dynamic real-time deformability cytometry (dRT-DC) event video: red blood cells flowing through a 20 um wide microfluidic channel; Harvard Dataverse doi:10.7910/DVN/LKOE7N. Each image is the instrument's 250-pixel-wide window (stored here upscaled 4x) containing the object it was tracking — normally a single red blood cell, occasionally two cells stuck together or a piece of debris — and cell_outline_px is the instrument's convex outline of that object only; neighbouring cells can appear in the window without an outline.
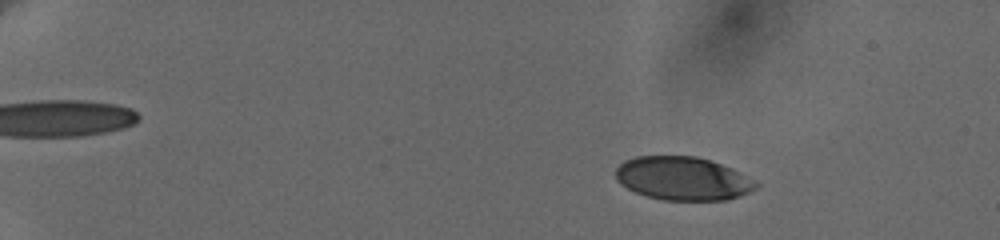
{"species": "human", "species_latin": "Homo sapiens", "temperature_condition": "cold", "stored_images_in_passage": 57, "camera_frame_rate_fps": 3000, "um_per_image_px": 0.085, "donor": {"sex": "female"}, "frame": {"image": 1, "passage_image": 10, "time_ms": 3.0, "image_size_px": [1000, 240], "cell_outline_px": [[760, 184], [756, 188], [740, 196], [728, 200], [664, 200], [648, 196], [636, 192], [620, 184], [616, 180], [616, 168], [624, 160], [636, 156], [696, 156], [720, 164], [740, 172]], "centroid_in_image_um": [58.02, 15.17], "position_along_channel_um": 27.0, "area_um2": 35.37}}
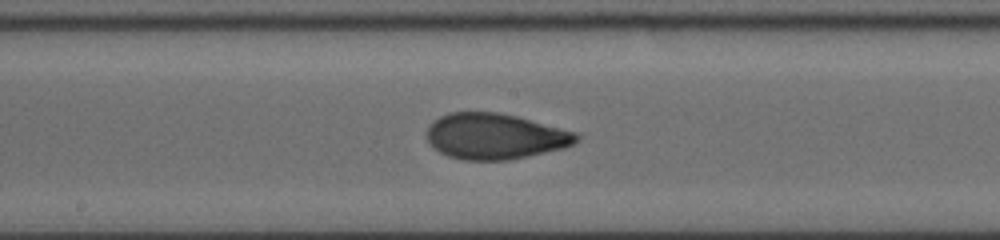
{"frame": {"image": 2, "passage_image": 34, "time_ms": 11.333, "image_size_px": [1000, 240], "cell_outline_px": [[580, 136], [572, 144], [564, 148], [528, 156], [508, 160], [464, 160], [448, 156], [440, 152], [428, 140], [428, 128], [432, 120], [448, 112], [500, 112], [516, 116], [576, 132]], "centroid_in_image_um": [42.07, 11.58], "position_along_channel_um": 206.1, "area_um2": 39.71}}
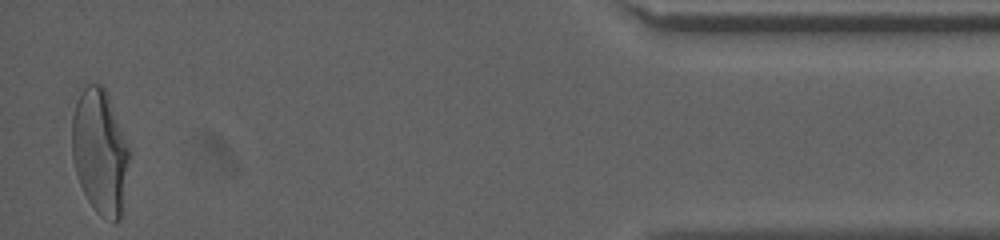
{"frame": {"image": 3, "passage_image": 56, "time_ms": 19.0, "image_size_px": [1000, 240], "cell_outline_px": [[128, 160], [120, 220], [112, 224], [100, 216], [96, 212], [88, 200], [80, 184], [76, 172], [72, 156], [72, 116], [84, 80], [100, 84], [104, 88], [128, 148]], "centroid_in_image_um": [8.44, 12.9], "position_along_channel_um": 426.8, "area_um2": 41.04}, "authors_computed_cell_mechanics": {"area_um2": 38.9572, "velocity_mm_per_s": 3.6749, "shape_relaxation_time_tau1_ms": 6.2473, "shape_relaxation_time_tau2_ms": 1.0783, "deformation_change_tau1": 0.2002, "deformation_change_tau2": 0.066}}